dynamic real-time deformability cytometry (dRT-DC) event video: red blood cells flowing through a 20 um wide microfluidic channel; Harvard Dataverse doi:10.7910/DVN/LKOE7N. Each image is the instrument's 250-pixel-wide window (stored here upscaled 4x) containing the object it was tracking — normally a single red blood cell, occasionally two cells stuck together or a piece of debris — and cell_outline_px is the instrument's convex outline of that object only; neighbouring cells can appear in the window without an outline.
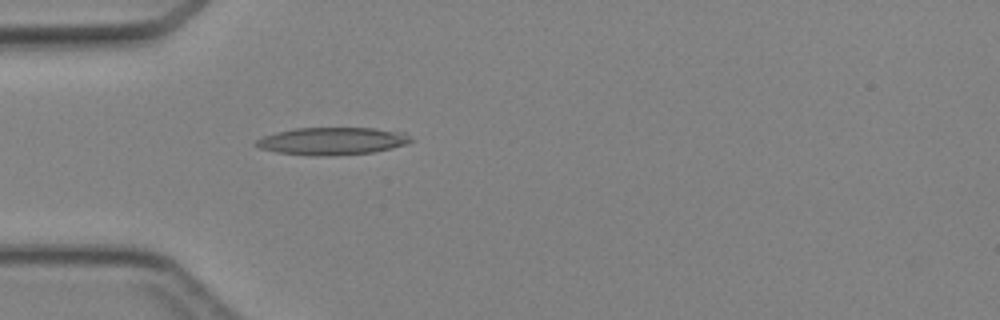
{"species": "Egyptian fruit bat (a non-hibernating species)", "species_latin": "Rousettus aegyptiacus", "temperature_condition": "cold", "stored_images_in_passage": 3, "camera_frame_rate_fps": 3000, "um_per_image_px": 0.085, "animal": {"sex": "female"}, "frame": {"image": 1, "passage_image": 3, "time_ms": 3.333, "image_size_px": [1000, 320], "cell_outline_px": [[412, 140], [404, 144], [392, 148], [372, 152], [316, 156], [312, 156], [276, 152], [260, 148], [252, 144], [256, 140], [264, 136], [276, 132], [296, 128], [376, 128], [404, 132]], "centroid_in_image_um": [28.19, 11.98], "position_along_channel_um": 56.8, "area_um2": 24.57}}